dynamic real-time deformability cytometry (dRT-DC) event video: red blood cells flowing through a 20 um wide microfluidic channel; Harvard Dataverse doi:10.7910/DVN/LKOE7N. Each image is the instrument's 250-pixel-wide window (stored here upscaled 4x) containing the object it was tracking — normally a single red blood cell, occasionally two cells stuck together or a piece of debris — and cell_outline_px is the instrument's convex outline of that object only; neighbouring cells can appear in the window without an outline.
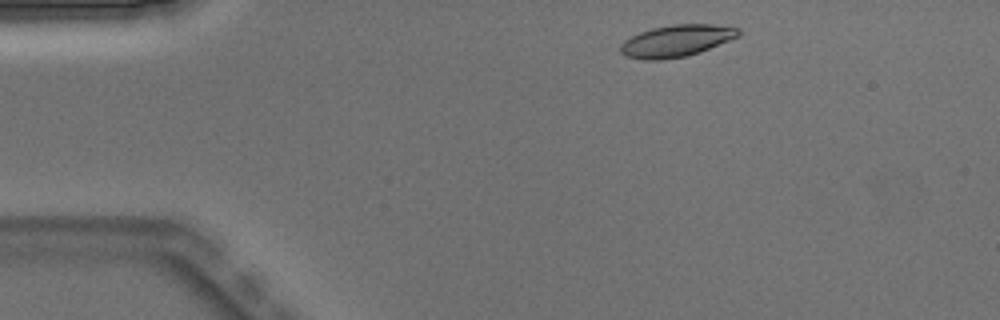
{"species": "Egyptian fruit bat (a non-hibernating species)", "species_latin": "Rousettus aegyptiacus", "temperature_condition": "warm", "stored_images_in_passage": 2, "camera_frame_rate_fps": 3000, "um_per_image_px": 0.085, "animal": {"sex": "male"}, "frame": {"image": 1, "passage_image": 1, "time_ms": 0.0, "image_size_px": [1000, 320], "cell_outline_px": [[740, 36], [700, 52], [684, 56], [660, 60], [644, 60], [624, 56], [620, 52], [620, 44], [624, 40], [640, 32], [652, 28], [672, 24], [712, 24], [740, 28]], "centroid_in_image_um": [57.48, 3.47], "position_along_channel_um": 27.5, "area_um2": 21.96}}